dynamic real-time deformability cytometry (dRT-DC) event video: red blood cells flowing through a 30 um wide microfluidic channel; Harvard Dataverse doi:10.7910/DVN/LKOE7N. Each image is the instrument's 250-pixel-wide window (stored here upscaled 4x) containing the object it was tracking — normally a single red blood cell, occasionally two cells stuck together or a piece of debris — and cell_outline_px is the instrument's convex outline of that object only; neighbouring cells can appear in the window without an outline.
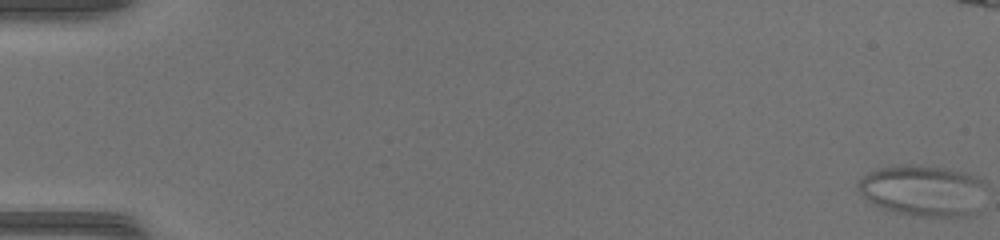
{"species": "common noctule bat (a hibernating species)", "species_latin": "Nyctalus noctula", "temperature_condition": "warm", "stored_images_in_passage": 51, "segment_of_instrument_passage": [1, 2], "camera_frame_rate_fps": 3000, "um_per_image_px": 0.085, "animal": {"sex": "female", "body_mass_g": 17.0, "forearm_length_mm": 48.0}, "frame": {"image": 1, "passage_image": 1, "time_ms": 0.0, "image_size_px": [1000, 240], "cell_outline_px": [[984, 184], [972, 212], [956, 216], [924, 216], [900, 212], [876, 204], [868, 200], [864, 196], [860, 188], [860, 180], [864, 176], [880, 168], [892, 164], [916, 164], [948, 168], [964, 172], [976, 176], [984, 180]], "centroid_in_image_um": [78.43, 16.13], "position_along_channel_um": 6.6, "area_um2": 36.7}}